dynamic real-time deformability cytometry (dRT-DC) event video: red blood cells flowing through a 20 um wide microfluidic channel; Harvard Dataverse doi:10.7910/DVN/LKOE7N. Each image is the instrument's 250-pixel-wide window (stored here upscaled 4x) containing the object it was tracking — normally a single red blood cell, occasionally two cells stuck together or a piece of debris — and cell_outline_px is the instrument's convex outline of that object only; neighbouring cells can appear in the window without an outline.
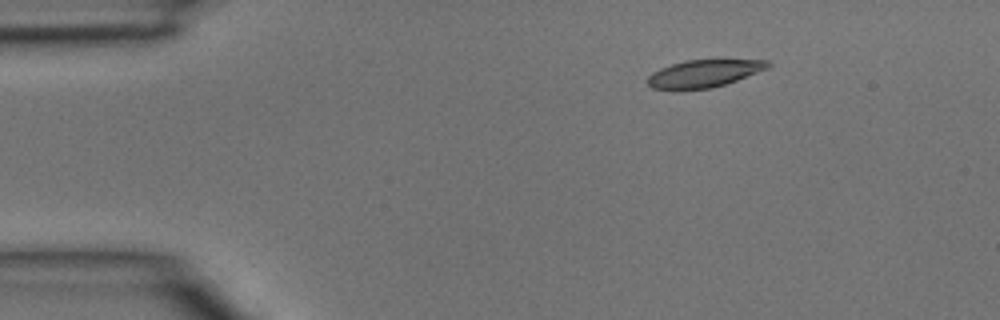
{"species": "common noctule bat (a hibernating species)", "species_latin": "Nyctalus noctula", "temperature_condition": "room temperature", "stored_images_in_passage": 5, "segment_of_instrument_passage": [2, 2], "camera_frame_rate_fps": 3000, "um_per_image_px": 0.085, "animal": {"sex": "male", "body_mass_g": 15.6}, "frame": {"image": 1, "passage_image": 5, "time_ms": 1.333, "image_size_px": [1000, 320], "cell_outline_px": [[772, 64], [768, 68], [736, 80], [712, 88], [652, 88], [648, 84], [648, 76], [652, 72], [660, 68], [684, 60], [768, 60]], "centroid_in_image_um": [59.85, 6.22], "position_along_channel_um": 25.1, "area_um2": 18.73}}